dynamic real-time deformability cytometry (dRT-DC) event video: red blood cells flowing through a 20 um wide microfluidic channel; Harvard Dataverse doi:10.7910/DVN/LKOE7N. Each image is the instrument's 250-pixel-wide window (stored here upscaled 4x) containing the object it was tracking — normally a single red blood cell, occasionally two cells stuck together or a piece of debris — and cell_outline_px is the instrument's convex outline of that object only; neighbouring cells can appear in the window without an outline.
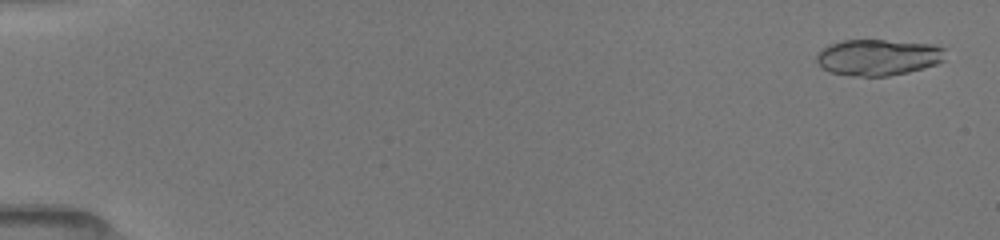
{"species": "common noctule bat (a hibernating species)", "species_latin": "Nyctalus noctula", "temperature_condition": "room temperature", "stored_images_in_passage": 39, "segment_of_instrument_passage": [1, 2], "camera_frame_rate_fps": 3000, "um_per_image_px": 0.085, "animal": {"sex": "female", "body_mass_g": 19.5, "forearm_length_mm": 54.1}, "frame": {"image": 1, "passage_image": 2, "time_ms": 0.333, "image_size_px": [1000, 240], "cell_outline_px": [[944, 60], [936, 64], [924, 68], [908, 72], [888, 76], [852, 76], [828, 72], [820, 68], [816, 60], [816, 56], [828, 44], [844, 40], [884, 40], [936, 44], [944, 48]], "centroid_in_image_um": [74.63, 4.87], "position_along_channel_um": 10.4, "area_um2": 27.4}}
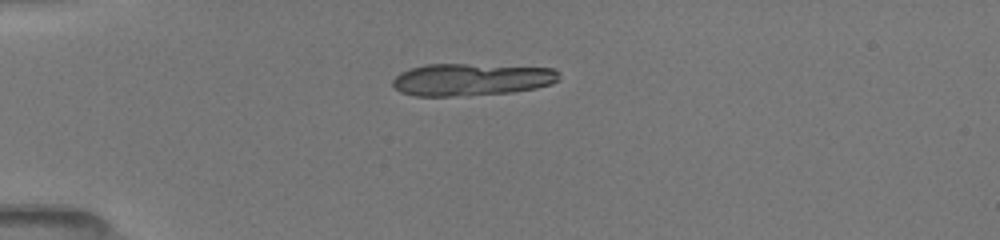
{"frame": {"image": 2, "passage_image": 18, "time_ms": 4.333, "image_size_px": [1000, 240], "cell_outline_px": [[560, 80], [552, 84], [536, 88], [512, 92], [464, 96], [416, 96], [400, 92], [392, 84], [392, 80], [400, 72], [412, 68], [428, 64], [464, 64], [556, 68], [560, 72]], "centroid_in_image_um": [40.11, 6.76], "position_along_channel_um": 44.9, "area_um2": 31.5}}